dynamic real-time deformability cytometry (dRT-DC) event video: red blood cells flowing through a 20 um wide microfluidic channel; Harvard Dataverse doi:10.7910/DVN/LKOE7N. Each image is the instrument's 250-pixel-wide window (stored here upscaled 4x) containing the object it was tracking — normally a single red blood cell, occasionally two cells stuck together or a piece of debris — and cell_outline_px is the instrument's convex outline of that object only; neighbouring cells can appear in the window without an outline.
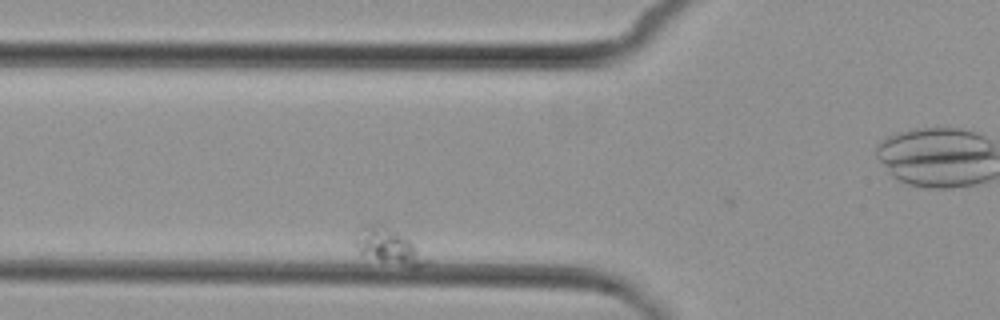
{"species": "common noctule bat (a hibernating species)", "species_latin": "Nyctalus noctula", "temperature_condition": "cold", "stored_images_in_passage": 12, "camera_frame_rate_fps": 3000, "um_per_image_px": 0.085, "animal": {"sex": "female", "body_mass_g": 29.2, "forearm_length_mm": 56.3}, "frame": {"image": 1, "passage_image": 3, "time_ms": 2.333, "image_size_px": [1000, 320], "cell_outline_px": [[432, 260], [428, 264], [420, 268], [412, 268], [380, 260], [360, 252], [352, 240], [356, 228], [364, 224], [376, 220], [404, 236]], "centroid_in_image_um": [33.02, 20.89], "position_along_channel_um": 92.8, "area_um2": 15.32}}
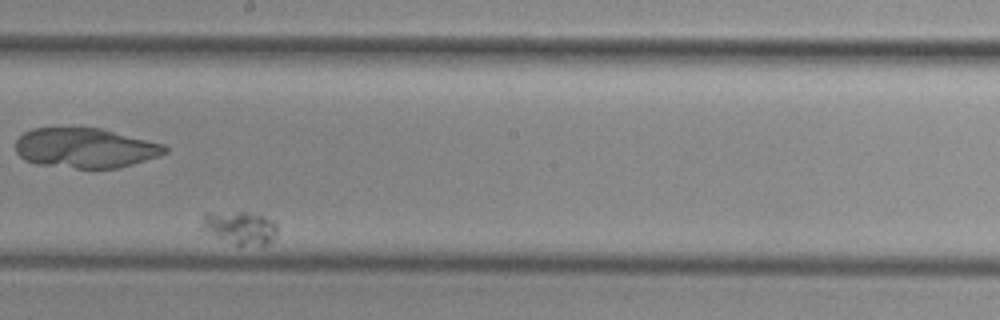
{"frame": {"image": 2, "passage_image": 8, "time_ms": 8.0, "image_size_px": [1000, 320], "cell_outline_px": [[276, 236], [268, 244], [236, 244], [200, 232], [200, 224], [204, 216], [208, 212], [248, 212], [264, 216], [276, 220]], "centroid_in_image_um": [20.35, 19.33], "position_along_channel_um": 227.8, "area_um2": 14.74}}
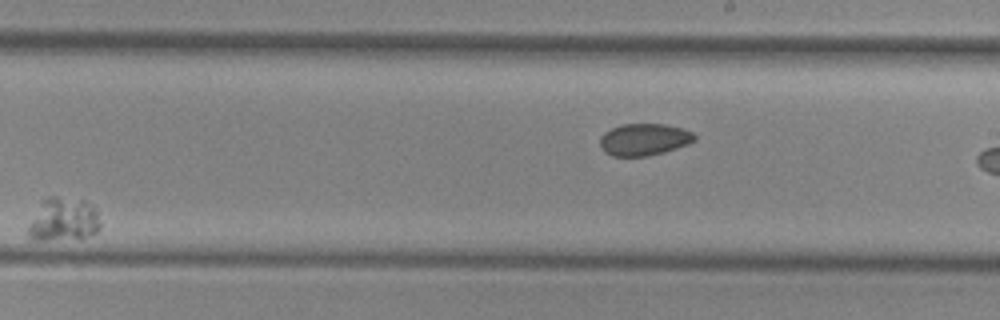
{"frame": {"image": 3, "passage_image": 9, "time_ms": 10.0, "image_size_px": [1000, 320], "cell_outline_px": [[100, 228], [96, 232], [80, 240], [36, 240], [28, 232], [28, 224], [40, 200], [52, 196], [56, 196], [84, 200], [96, 208], [100, 224]], "centroid_in_image_um": [5.39, 18.67], "position_along_channel_um": 283.6, "area_um2": 18.67}}